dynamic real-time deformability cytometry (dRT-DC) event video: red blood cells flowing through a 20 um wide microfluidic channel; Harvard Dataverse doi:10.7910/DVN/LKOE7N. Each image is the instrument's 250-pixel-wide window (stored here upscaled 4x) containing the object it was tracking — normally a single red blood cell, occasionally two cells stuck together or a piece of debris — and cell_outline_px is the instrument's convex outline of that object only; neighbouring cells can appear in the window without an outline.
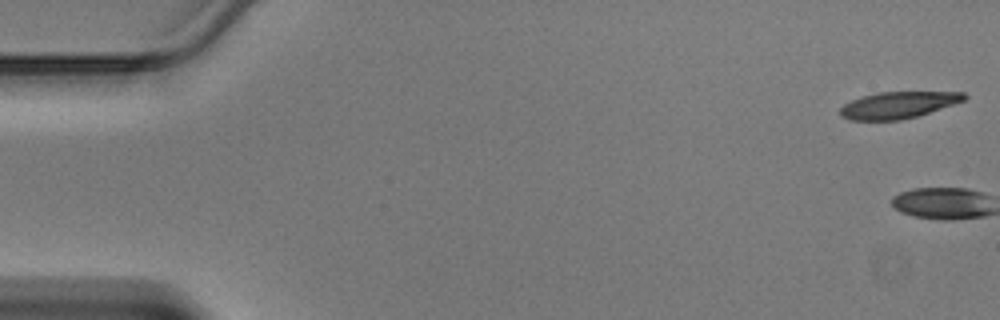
{"species": "Egyptian fruit bat (a non-hibernating species)", "species_latin": "Rousettus aegyptiacus", "temperature_condition": "warm", "stored_images_in_passage": 3, "camera_frame_rate_fps": 3000, "um_per_image_px": 0.085, "animal": {"sex": "male"}, "frame": {"image": 1, "passage_image": 1, "time_ms": 0.0, "image_size_px": [1000, 320], "cell_outline_px": [[968, 96], [964, 100], [916, 116], [900, 120], [848, 120], [840, 116], [840, 108], [844, 104], [860, 96], [876, 92], [964, 92]], "centroid_in_image_um": [76.28, 8.92], "position_along_channel_um": 8.7, "area_um2": 19.13}}